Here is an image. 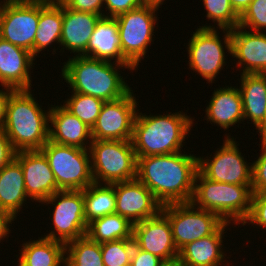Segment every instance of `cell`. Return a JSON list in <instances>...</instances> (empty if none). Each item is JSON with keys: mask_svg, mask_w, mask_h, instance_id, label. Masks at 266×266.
Masks as SVG:
<instances>
[{"mask_svg": "<svg viewBox=\"0 0 266 266\" xmlns=\"http://www.w3.org/2000/svg\"><path fill=\"white\" fill-rule=\"evenodd\" d=\"M134 246L133 239H119L101 243L104 266L130 265Z\"/></svg>", "mask_w": 266, "mask_h": 266, "instance_id": "34", "label": "cell"}, {"mask_svg": "<svg viewBox=\"0 0 266 266\" xmlns=\"http://www.w3.org/2000/svg\"><path fill=\"white\" fill-rule=\"evenodd\" d=\"M25 181L27 196L42 203L60 189L50 168L48 159L41 150L16 152Z\"/></svg>", "mask_w": 266, "mask_h": 266, "instance_id": "16", "label": "cell"}, {"mask_svg": "<svg viewBox=\"0 0 266 266\" xmlns=\"http://www.w3.org/2000/svg\"><path fill=\"white\" fill-rule=\"evenodd\" d=\"M179 112L156 116L137 112L131 140L137 158L181 151L194 119Z\"/></svg>", "mask_w": 266, "mask_h": 266, "instance_id": "3", "label": "cell"}, {"mask_svg": "<svg viewBox=\"0 0 266 266\" xmlns=\"http://www.w3.org/2000/svg\"><path fill=\"white\" fill-rule=\"evenodd\" d=\"M39 17L40 1H1L0 38L28 50L34 57Z\"/></svg>", "mask_w": 266, "mask_h": 266, "instance_id": "12", "label": "cell"}, {"mask_svg": "<svg viewBox=\"0 0 266 266\" xmlns=\"http://www.w3.org/2000/svg\"><path fill=\"white\" fill-rule=\"evenodd\" d=\"M223 146L213 158L198 157V171L215 182L234 185H252V164H247L239 151V144L230 135L225 138Z\"/></svg>", "mask_w": 266, "mask_h": 266, "instance_id": "13", "label": "cell"}, {"mask_svg": "<svg viewBox=\"0 0 266 266\" xmlns=\"http://www.w3.org/2000/svg\"><path fill=\"white\" fill-rule=\"evenodd\" d=\"M253 0H230L233 9L241 15Z\"/></svg>", "mask_w": 266, "mask_h": 266, "instance_id": "44", "label": "cell"}, {"mask_svg": "<svg viewBox=\"0 0 266 266\" xmlns=\"http://www.w3.org/2000/svg\"><path fill=\"white\" fill-rule=\"evenodd\" d=\"M63 3L60 0L40 1L38 30L34 39V58L54 42L60 44Z\"/></svg>", "mask_w": 266, "mask_h": 266, "instance_id": "26", "label": "cell"}, {"mask_svg": "<svg viewBox=\"0 0 266 266\" xmlns=\"http://www.w3.org/2000/svg\"><path fill=\"white\" fill-rule=\"evenodd\" d=\"M158 266H184L183 263L181 262V259L179 255L169 258V259H162L159 262Z\"/></svg>", "mask_w": 266, "mask_h": 266, "instance_id": "45", "label": "cell"}, {"mask_svg": "<svg viewBox=\"0 0 266 266\" xmlns=\"http://www.w3.org/2000/svg\"><path fill=\"white\" fill-rule=\"evenodd\" d=\"M16 155V150L13 148L5 130L0 128V170L10 163Z\"/></svg>", "mask_w": 266, "mask_h": 266, "instance_id": "40", "label": "cell"}, {"mask_svg": "<svg viewBox=\"0 0 266 266\" xmlns=\"http://www.w3.org/2000/svg\"><path fill=\"white\" fill-rule=\"evenodd\" d=\"M65 253V266H104L101 243L87 235L66 243Z\"/></svg>", "mask_w": 266, "mask_h": 266, "instance_id": "31", "label": "cell"}, {"mask_svg": "<svg viewBox=\"0 0 266 266\" xmlns=\"http://www.w3.org/2000/svg\"><path fill=\"white\" fill-rule=\"evenodd\" d=\"M250 31H265L266 29V0H253L239 16V25Z\"/></svg>", "mask_w": 266, "mask_h": 266, "instance_id": "35", "label": "cell"}, {"mask_svg": "<svg viewBox=\"0 0 266 266\" xmlns=\"http://www.w3.org/2000/svg\"><path fill=\"white\" fill-rule=\"evenodd\" d=\"M116 213L128 219L133 225L156 216L162 205L153 193L137 178L116 182Z\"/></svg>", "mask_w": 266, "mask_h": 266, "instance_id": "15", "label": "cell"}, {"mask_svg": "<svg viewBox=\"0 0 266 266\" xmlns=\"http://www.w3.org/2000/svg\"><path fill=\"white\" fill-rule=\"evenodd\" d=\"M252 195V185L211 181L197 171L190 202L197 208L216 213L224 222L233 221L238 225L249 215Z\"/></svg>", "mask_w": 266, "mask_h": 266, "instance_id": "5", "label": "cell"}, {"mask_svg": "<svg viewBox=\"0 0 266 266\" xmlns=\"http://www.w3.org/2000/svg\"><path fill=\"white\" fill-rule=\"evenodd\" d=\"M48 110L50 112L49 123H51V126H49V141L83 149L90 148L87 143L92 142L91 129L84 122L69 112L63 105H54Z\"/></svg>", "mask_w": 266, "mask_h": 266, "instance_id": "20", "label": "cell"}, {"mask_svg": "<svg viewBox=\"0 0 266 266\" xmlns=\"http://www.w3.org/2000/svg\"><path fill=\"white\" fill-rule=\"evenodd\" d=\"M178 251L192 241L213 234L224 221L214 212L196 208L191 202L164 205Z\"/></svg>", "mask_w": 266, "mask_h": 266, "instance_id": "9", "label": "cell"}, {"mask_svg": "<svg viewBox=\"0 0 266 266\" xmlns=\"http://www.w3.org/2000/svg\"><path fill=\"white\" fill-rule=\"evenodd\" d=\"M103 104L104 101L99 98L73 92L71 98L64 101L63 106L91 129Z\"/></svg>", "mask_w": 266, "mask_h": 266, "instance_id": "32", "label": "cell"}, {"mask_svg": "<svg viewBox=\"0 0 266 266\" xmlns=\"http://www.w3.org/2000/svg\"><path fill=\"white\" fill-rule=\"evenodd\" d=\"M41 151L48 159L60 190H83L94 183L89 149L48 140Z\"/></svg>", "mask_w": 266, "mask_h": 266, "instance_id": "7", "label": "cell"}, {"mask_svg": "<svg viewBox=\"0 0 266 266\" xmlns=\"http://www.w3.org/2000/svg\"><path fill=\"white\" fill-rule=\"evenodd\" d=\"M101 15L85 13L63 4V23L60 46L78 56H87V45Z\"/></svg>", "mask_w": 266, "mask_h": 266, "instance_id": "21", "label": "cell"}, {"mask_svg": "<svg viewBox=\"0 0 266 266\" xmlns=\"http://www.w3.org/2000/svg\"><path fill=\"white\" fill-rule=\"evenodd\" d=\"M2 87H4V89L0 90V128L3 127L6 119L8 101L11 97V94L16 90L8 86Z\"/></svg>", "mask_w": 266, "mask_h": 266, "instance_id": "42", "label": "cell"}, {"mask_svg": "<svg viewBox=\"0 0 266 266\" xmlns=\"http://www.w3.org/2000/svg\"><path fill=\"white\" fill-rule=\"evenodd\" d=\"M208 20L217 22L219 29H234L239 25V14L233 9L230 0H203Z\"/></svg>", "mask_w": 266, "mask_h": 266, "instance_id": "33", "label": "cell"}, {"mask_svg": "<svg viewBox=\"0 0 266 266\" xmlns=\"http://www.w3.org/2000/svg\"><path fill=\"white\" fill-rule=\"evenodd\" d=\"M231 57L238 60L241 74H266V33L246 31L240 26L230 30Z\"/></svg>", "mask_w": 266, "mask_h": 266, "instance_id": "18", "label": "cell"}, {"mask_svg": "<svg viewBox=\"0 0 266 266\" xmlns=\"http://www.w3.org/2000/svg\"><path fill=\"white\" fill-rule=\"evenodd\" d=\"M87 57L132 65L122 54L118 22L113 17H101L87 45Z\"/></svg>", "mask_w": 266, "mask_h": 266, "instance_id": "22", "label": "cell"}, {"mask_svg": "<svg viewBox=\"0 0 266 266\" xmlns=\"http://www.w3.org/2000/svg\"><path fill=\"white\" fill-rule=\"evenodd\" d=\"M143 5H150L160 8V5L163 4L164 0H142Z\"/></svg>", "mask_w": 266, "mask_h": 266, "instance_id": "47", "label": "cell"}, {"mask_svg": "<svg viewBox=\"0 0 266 266\" xmlns=\"http://www.w3.org/2000/svg\"><path fill=\"white\" fill-rule=\"evenodd\" d=\"M224 222L213 234L192 241L179 251L184 266H222L226 257L222 249L225 227ZM223 237V238H222Z\"/></svg>", "mask_w": 266, "mask_h": 266, "instance_id": "23", "label": "cell"}, {"mask_svg": "<svg viewBox=\"0 0 266 266\" xmlns=\"http://www.w3.org/2000/svg\"><path fill=\"white\" fill-rule=\"evenodd\" d=\"M133 240L139 249L161 259L179 255L169 220L161 211L156 216L133 225Z\"/></svg>", "mask_w": 266, "mask_h": 266, "instance_id": "17", "label": "cell"}, {"mask_svg": "<svg viewBox=\"0 0 266 266\" xmlns=\"http://www.w3.org/2000/svg\"><path fill=\"white\" fill-rule=\"evenodd\" d=\"M18 266H24L20 261H18Z\"/></svg>", "mask_w": 266, "mask_h": 266, "instance_id": "49", "label": "cell"}, {"mask_svg": "<svg viewBox=\"0 0 266 266\" xmlns=\"http://www.w3.org/2000/svg\"><path fill=\"white\" fill-rule=\"evenodd\" d=\"M45 203H54L51 218L54 231L44 235L45 238L66 244L86 235L88 225L85 221L83 190H59L41 204Z\"/></svg>", "mask_w": 266, "mask_h": 266, "instance_id": "11", "label": "cell"}, {"mask_svg": "<svg viewBox=\"0 0 266 266\" xmlns=\"http://www.w3.org/2000/svg\"><path fill=\"white\" fill-rule=\"evenodd\" d=\"M66 7L85 13H94L105 17L102 12L104 0H60Z\"/></svg>", "mask_w": 266, "mask_h": 266, "instance_id": "39", "label": "cell"}, {"mask_svg": "<svg viewBox=\"0 0 266 266\" xmlns=\"http://www.w3.org/2000/svg\"><path fill=\"white\" fill-rule=\"evenodd\" d=\"M83 198L87 225L95 219L116 213L115 183H93L83 189Z\"/></svg>", "mask_w": 266, "mask_h": 266, "instance_id": "29", "label": "cell"}, {"mask_svg": "<svg viewBox=\"0 0 266 266\" xmlns=\"http://www.w3.org/2000/svg\"><path fill=\"white\" fill-rule=\"evenodd\" d=\"M240 80L244 119L256 127L266 110V74H241Z\"/></svg>", "mask_w": 266, "mask_h": 266, "instance_id": "27", "label": "cell"}, {"mask_svg": "<svg viewBox=\"0 0 266 266\" xmlns=\"http://www.w3.org/2000/svg\"><path fill=\"white\" fill-rule=\"evenodd\" d=\"M130 90L125 96L104 102L100 114L91 128L96 140H132L137 115V101Z\"/></svg>", "mask_w": 266, "mask_h": 266, "instance_id": "14", "label": "cell"}, {"mask_svg": "<svg viewBox=\"0 0 266 266\" xmlns=\"http://www.w3.org/2000/svg\"><path fill=\"white\" fill-rule=\"evenodd\" d=\"M114 63L115 61L75 55L64 62L61 68L62 77L73 92L90 95L104 102L113 101L125 96L132 89L123 76H120L118 69H136L133 65Z\"/></svg>", "mask_w": 266, "mask_h": 266, "instance_id": "2", "label": "cell"}, {"mask_svg": "<svg viewBox=\"0 0 266 266\" xmlns=\"http://www.w3.org/2000/svg\"><path fill=\"white\" fill-rule=\"evenodd\" d=\"M142 5V0H104V6L107 9L106 14L108 13L107 15H105V17L115 18L130 10L139 8Z\"/></svg>", "mask_w": 266, "mask_h": 266, "instance_id": "38", "label": "cell"}, {"mask_svg": "<svg viewBox=\"0 0 266 266\" xmlns=\"http://www.w3.org/2000/svg\"><path fill=\"white\" fill-rule=\"evenodd\" d=\"M35 59L28 50L0 38L1 86L31 90L30 70Z\"/></svg>", "mask_w": 266, "mask_h": 266, "instance_id": "19", "label": "cell"}, {"mask_svg": "<svg viewBox=\"0 0 266 266\" xmlns=\"http://www.w3.org/2000/svg\"><path fill=\"white\" fill-rule=\"evenodd\" d=\"M88 145L94 183L113 184L136 179L137 157L131 140L92 139Z\"/></svg>", "mask_w": 266, "mask_h": 266, "instance_id": "6", "label": "cell"}, {"mask_svg": "<svg viewBox=\"0 0 266 266\" xmlns=\"http://www.w3.org/2000/svg\"><path fill=\"white\" fill-rule=\"evenodd\" d=\"M159 8L142 5L139 8L123 13L116 18L118 22L121 51L123 56L135 67L145 57L152 39L157 12Z\"/></svg>", "mask_w": 266, "mask_h": 266, "instance_id": "10", "label": "cell"}, {"mask_svg": "<svg viewBox=\"0 0 266 266\" xmlns=\"http://www.w3.org/2000/svg\"><path fill=\"white\" fill-rule=\"evenodd\" d=\"M30 89H17L8 101L3 129L16 152L41 150L49 140V111L46 113Z\"/></svg>", "mask_w": 266, "mask_h": 266, "instance_id": "4", "label": "cell"}, {"mask_svg": "<svg viewBox=\"0 0 266 266\" xmlns=\"http://www.w3.org/2000/svg\"><path fill=\"white\" fill-rule=\"evenodd\" d=\"M151 155L137 158V179L162 205L190 202L198 157L189 153Z\"/></svg>", "mask_w": 266, "mask_h": 266, "instance_id": "1", "label": "cell"}, {"mask_svg": "<svg viewBox=\"0 0 266 266\" xmlns=\"http://www.w3.org/2000/svg\"><path fill=\"white\" fill-rule=\"evenodd\" d=\"M5 1H22V2H24V1H42V0H5Z\"/></svg>", "mask_w": 266, "mask_h": 266, "instance_id": "48", "label": "cell"}, {"mask_svg": "<svg viewBox=\"0 0 266 266\" xmlns=\"http://www.w3.org/2000/svg\"><path fill=\"white\" fill-rule=\"evenodd\" d=\"M212 95L205 111L207 121L217 124L225 130L244 121L242 97L239 88L232 86L221 87L214 90Z\"/></svg>", "mask_w": 266, "mask_h": 266, "instance_id": "24", "label": "cell"}, {"mask_svg": "<svg viewBox=\"0 0 266 266\" xmlns=\"http://www.w3.org/2000/svg\"><path fill=\"white\" fill-rule=\"evenodd\" d=\"M162 259L134 246L130 266H158Z\"/></svg>", "mask_w": 266, "mask_h": 266, "instance_id": "41", "label": "cell"}, {"mask_svg": "<svg viewBox=\"0 0 266 266\" xmlns=\"http://www.w3.org/2000/svg\"><path fill=\"white\" fill-rule=\"evenodd\" d=\"M199 27L193 32L187 46L189 68L194 72L196 71L197 74L208 81L207 83H213L217 74L226 64L224 47L228 53H231L230 30L222 29L224 32L223 46L220 40L221 37L213 25Z\"/></svg>", "mask_w": 266, "mask_h": 266, "instance_id": "8", "label": "cell"}, {"mask_svg": "<svg viewBox=\"0 0 266 266\" xmlns=\"http://www.w3.org/2000/svg\"><path fill=\"white\" fill-rule=\"evenodd\" d=\"M18 260L24 266H65V244L41 237L22 244Z\"/></svg>", "mask_w": 266, "mask_h": 266, "instance_id": "28", "label": "cell"}, {"mask_svg": "<svg viewBox=\"0 0 266 266\" xmlns=\"http://www.w3.org/2000/svg\"><path fill=\"white\" fill-rule=\"evenodd\" d=\"M249 222L266 229V192L253 193L249 215L242 225Z\"/></svg>", "mask_w": 266, "mask_h": 266, "instance_id": "37", "label": "cell"}, {"mask_svg": "<svg viewBox=\"0 0 266 266\" xmlns=\"http://www.w3.org/2000/svg\"><path fill=\"white\" fill-rule=\"evenodd\" d=\"M261 154L252 164V192H266V141H261Z\"/></svg>", "mask_w": 266, "mask_h": 266, "instance_id": "36", "label": "cell"}, {"mask_svg": "<svg viewBox=\"0 0 266 266\" xmlns=\"http://www.w3.org/2000/svg\"><path fill=\"white\" fill-rule=\"evenodd\" d=\"M27 197L24 173L20 163L14 158L0 170V210L16 218Z\"/></svg>", "mask_w": 266, "mask_h": 266, "instance_id": "25", "label": "cell"}, {"mask_svg": "<svg viewBox=\"0 0 266 266\" xmlns=\"http://www.w3.org/2000/svg\"><path fill=\"white\" fill-rule=\"evenodd\" d=\"M16 218L3 210H0V242L1 240H4V237H8L10 233L9 225L12 224V221H14Z\"/></svg>", "mask_w": 266, "mask_h": 266, "instance_id": "43", "label": "cell"}, {"mask_svg": "<svg viewBox=\"0 0 266 266\" xmlns=\"http://www.w3.org/2000/svg\"><path fill=\"white\" fill-rule=\"evenodd\" d=\"M260 133L261 141H266V110L263 119L255 128Z\"/></svg>", "mask_w": 266, "mask_h": 266, "instance_id": "46", "label": "cell"}, {"mask_svg": "<svg viewBox=\"0 0 266 266\" xmlns=\"http://www.w3.org/2000/svg\"><path fill=\"white\" fill-rule=\"evenodd\" d=\"M86 235L97 243L133 239V224L123 216L114 213L89 223Z\"/></svg>", "mask_w": 266, "mask_h": 266, "instance_id": "30", "label": "cell"}]
</instances>
